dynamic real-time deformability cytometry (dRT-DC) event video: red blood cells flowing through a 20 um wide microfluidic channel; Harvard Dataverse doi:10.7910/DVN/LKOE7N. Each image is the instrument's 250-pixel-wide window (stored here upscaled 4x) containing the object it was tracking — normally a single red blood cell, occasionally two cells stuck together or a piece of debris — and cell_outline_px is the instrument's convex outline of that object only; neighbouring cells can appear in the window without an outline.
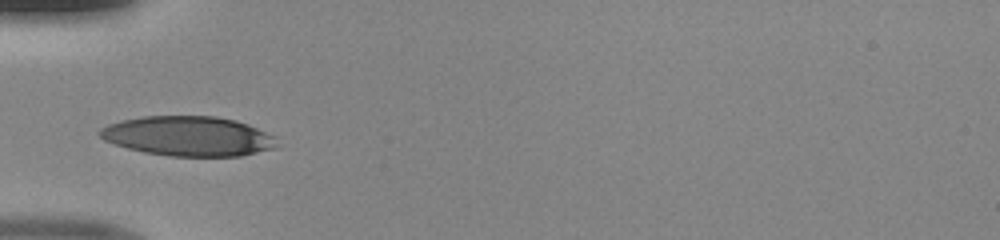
{"species": "human", "species_latin": "Homo sapiens", "temperature_condition": "room temperature", "stored_images_in_passage": 33, "camera_frame_rate_fps": 3000, "um_per_image_px": 0.085, "donor": {"sex": "male"}, "frame": {"image": 1, "passage_image": 1, "time_ms": 0.0, "image_size_px": [1000, 240], "cell_outline_px": [[280, 144], [276, 148], [240, 156], [168, 156], [144, 152], [128, 148], [104, 140], [96, 132], [100, 128], [108, 124], [120, 120], [144, 116], [216, 116], [236, 120], [248, 124], [272, 136]], "centroid_in_image_um": [15.98, 11.57], "position_along_channel_um": 69.0, "area_um2": 41.1}}
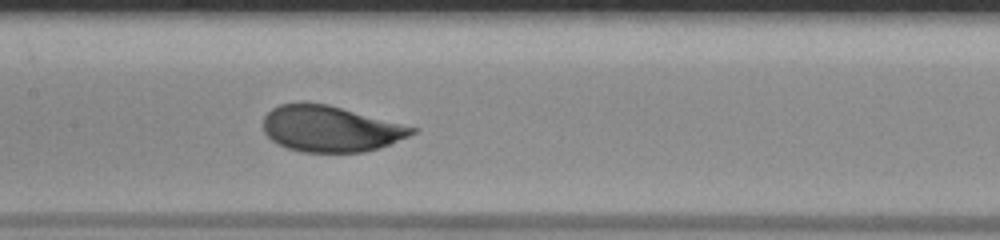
{"frame": {"image": 2, "passage_image": 9, "time_ms": 2.667, "image_size_px": [1000, 240], "cell_outline_px": [[420, 128], [416, 132], [408, 136], [380, 148], [364, 152], [304, 152], [288, 148], [276, 144], [264, 132], [264, 116], [272, 108], [280, 104], [328, 104]], "centroid_in_image_um": [28.12, 10.96], "position_along_channel_um": 179.3, "area_um2": 39.65}}
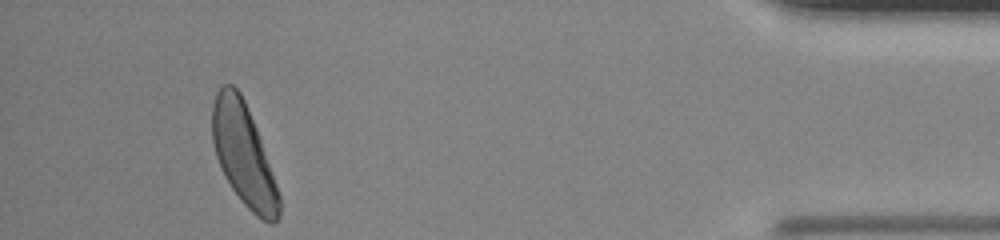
{"frame": {"image": 3, "passage_image": 30, "time_ms": 9.667, "image_size_px": [1000, 240], "cell_outline_px": [[280, 216], [272, 224], [268, 224], [256, 216], [240, 200], [224, 176], [216, 156], [212, 140], [212, 104], [216, 92], [224, 84], [232, 84], [240, 92], [244, 100], [256, 128], [276, 184], [280, 196]], "centroid_in_image_um": [20.69, 13.16], "position_along_channel_um": 414.5, "area_um2": 39.36}}